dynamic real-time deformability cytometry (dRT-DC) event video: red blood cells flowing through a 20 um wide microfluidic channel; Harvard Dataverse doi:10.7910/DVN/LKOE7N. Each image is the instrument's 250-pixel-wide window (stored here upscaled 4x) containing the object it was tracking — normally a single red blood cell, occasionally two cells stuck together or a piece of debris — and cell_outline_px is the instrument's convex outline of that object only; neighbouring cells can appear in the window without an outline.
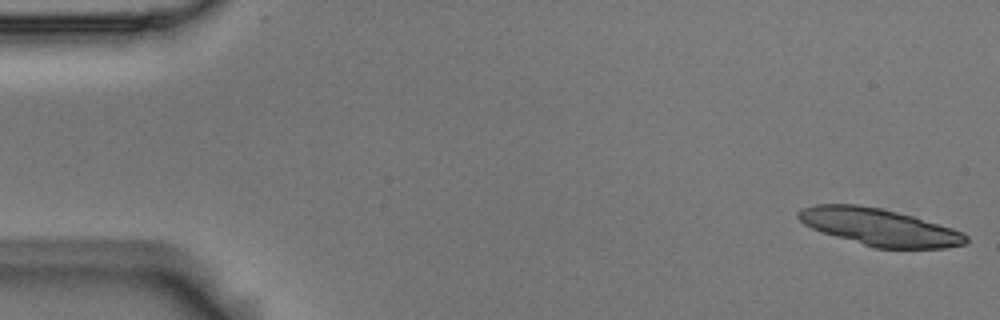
{"species": "Egyptian fruit bat (a non-hibernating species)", "species_latin": "Rousettus aegyptiacus", "temperature_condition": "room temperature", "stored_images_in_passage": 55, "segment_of_instrument_passage": [1, 2], "camera_frame_rate_fps": 3000, "um_per_image_px": 0.085, "animal": {"sex": "male"}, "frame": {"image": 1, "passage_image": 1, "time_ms": 0.0, "image_size_px": [1000, 320], "cell_outline_px": [[968, 240], [964, 244], [944, 248], [876, 248], [836, 236], [812, 228], [804, 224], [796, 216], [796, 212], [800, 208], [816, 204], [856, 204], [880, 208], [912, 216], [952, 228], [964, 232], [968, 236]], "centroid_in_image_um": [74.73, 19.29], "position_along_channel_um": 10.3, "area_um2": 35.89}}